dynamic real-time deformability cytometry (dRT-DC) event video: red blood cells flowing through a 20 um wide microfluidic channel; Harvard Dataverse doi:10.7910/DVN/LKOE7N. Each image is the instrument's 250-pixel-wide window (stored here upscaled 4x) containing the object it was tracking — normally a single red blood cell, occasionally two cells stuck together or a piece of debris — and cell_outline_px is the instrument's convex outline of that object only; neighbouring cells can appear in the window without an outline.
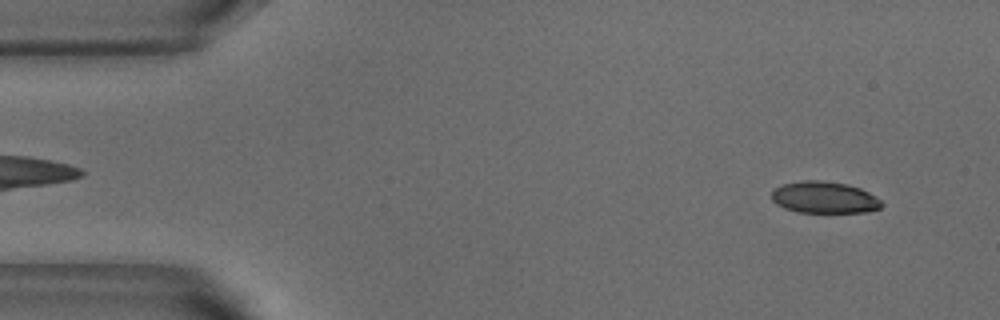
{"species": "common noctule bat (a hibernating species)", "species_latin": "Nyctalus noctula", "temperature_condition": "warm", "stored_images_in_passage": 51, "camera_frame_rate_fps": 3000, "um_per_image_px": 0.085, "animal": {"sex": "male", "body_mass_g": 18.8}, "frame": {"image": 1, "passage_image": 3, "time_ms": 0.667, "image_size_px": [1000, 320], "cell_outline_px": [[884, 204], [880, 208], [864, 212], [796, 212], [784, 208], [776, 204], [772, 200], [772, 192], [776, 188], [784, 184], [804, 180], [820, 180], [848, 184], [860, 188], [868, 192], [880, 200]], "centroid_in_image_um": [70.06, 16.78], "position_along_channel_um": 14.9, "area_um2": 20.23}}
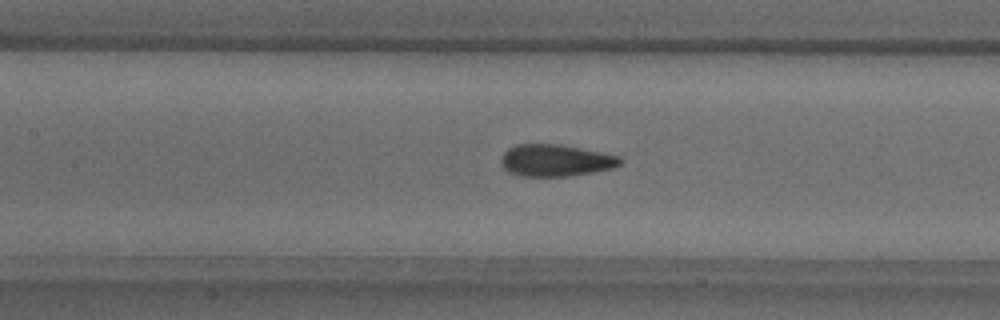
{"frame": {"image": 2, "passage_image": 22, "time_ms": 7.0, "image_size_px": [1000, 320], "cell_outline_px": [[624, 160], [620, 164], [612, 168], [592, 172], [568, 176], [520, 176], [508, 172], [500, 164], [500, 156], [508, 148], [516, 144], [560, 144], [620, 156]], "centroid_in_image_um": [47.18, 13.63], "position_along_channel_um": 160.2, "area_um2": 22.25}}
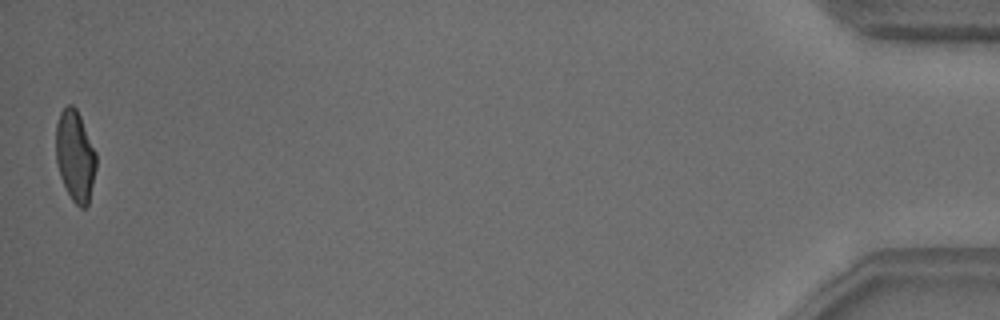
{"frame": {"image": 3, "passage_image": 51, "time_ms": 16.667, "image_size_px": [1000, 320], "cell_outline_px": [[96, 168], [88, 204], [84, 208], [80, 208], [72, 200], [60, 176], [56, 160], [56, 124], [60, 112], [68, 104], [72, 104], [76, 108], [80, 116], [96, 152]], "centroid_in_image_um": [6.38, 13.24], "position_along_channel_um": 428.8, "area_um2": 21.21}, "authors_computed_cell_mechanics": {"area_um2": 22.1952, "velocity_mm_per_s": 3.789, "shape_relaxation_time_tau1_ms": 5.4687, "shape_relaxation_time_tau2_ms": 0.9583, "deformation_change_tau1": 0.1888, "deformation_change_tau2": 0.0814}}